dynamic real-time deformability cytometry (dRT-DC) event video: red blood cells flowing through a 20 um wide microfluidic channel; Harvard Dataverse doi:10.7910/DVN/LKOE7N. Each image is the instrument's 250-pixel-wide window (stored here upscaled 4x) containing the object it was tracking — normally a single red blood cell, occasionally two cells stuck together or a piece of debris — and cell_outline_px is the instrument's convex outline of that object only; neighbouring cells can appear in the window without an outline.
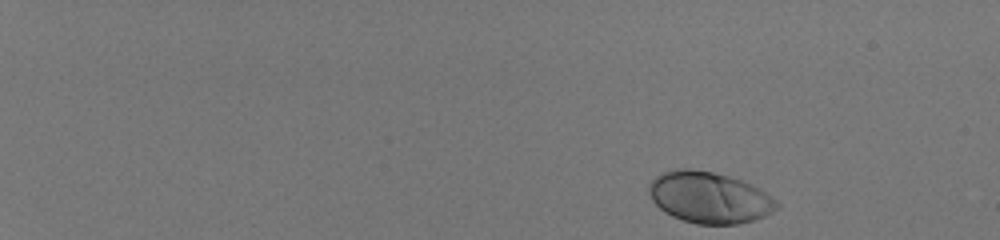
{"species": "human", "species_latin": "Homo sapiens", "temperature_condition": "room temperature", "stored_images_in_passage": 48, "camera_frame_rate_fps": 3000, "um_per_image_px": 0.085, "donor": {"sex": "male"}, "frame": {"image": 1, "passage_image": 1, "time_ms": 0.0, "image_size_px": [1000, 240], "cell_outline_px": [[780, 204], [772, 212], [764, 216], [752, 220], [736, 224], [696, 224], [672, 216], [664, 212], [652, 200], [648, 192], [648, 184], [656, 176], [664, 172], [676, 168], [692, 168], [712, 172], [728, 176], [752, 184], [760, 188], [772, 196]], "centroid_in_image_um": [60.28, 16.77], "position_along_channel_um": 24.7, "area_um2": 38.26}}
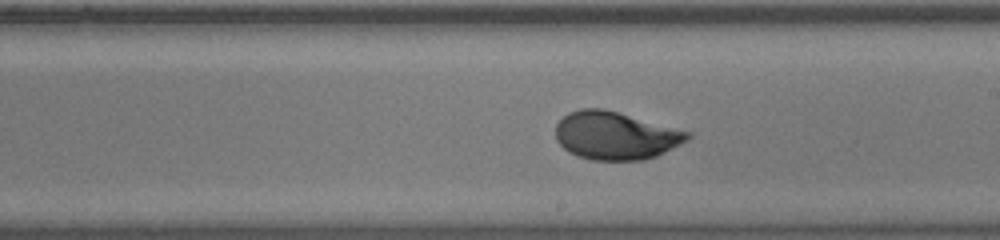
{"frame": {"image": 2, "passage_image": 30, "time_ms": 9.667, "image_size_px": [1000, 240], "cell_outline_px": [[692, 136], [688, 140], [656, 156], [644, 160], [592, 160], [576, 156], [568, 152], [556, 140], [556, 124], [568, 112], [580, 108], [604, 108], [692, 132]], "centroid_in_image_um": [52.31, 11.52], "position_along_channel_um": 236.7, "area_um2": 37.05}}
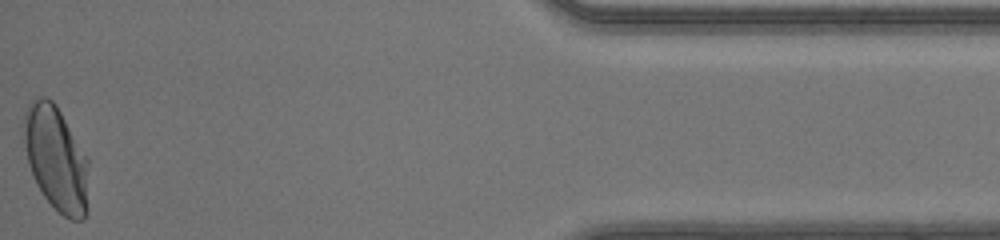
{"frame": {"image": 3, "passage_image": 48, "time_ms": 15.667, "image_size_px": [1000, 240], "cell_outline_px": [[88, 212], [84, 220], [72, 220], [64, 216], [44, 196], [36, 184], [28, 164], [24, 144], [24, 112], [28, 104], [32, 100], [40, 96], [44, 96], [52, 100], [56, 104], [88, 156]], "centroid_in_image_um": [4.79, 13.47], "position_along_channel_um": 430.4, "area_um2": 40.0}, "authors_computed_cell_mechanics": {"area_um2": 36.6163, "velocity_mm_per_s": 4.1145, "shape_relaxation_time_tau1_ms": 3.41, "shape_relaxation_time_tau2_ms": null, "deformation_change_tau1": 0.1636, "deformation_change_tau2": null}}